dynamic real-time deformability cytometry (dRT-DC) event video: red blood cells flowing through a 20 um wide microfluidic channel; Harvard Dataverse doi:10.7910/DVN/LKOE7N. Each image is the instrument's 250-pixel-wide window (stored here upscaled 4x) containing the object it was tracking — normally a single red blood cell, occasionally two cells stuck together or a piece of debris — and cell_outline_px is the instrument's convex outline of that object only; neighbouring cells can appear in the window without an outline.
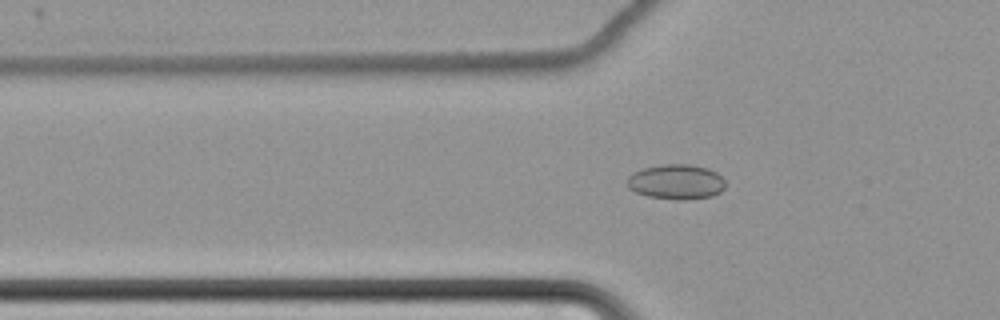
{"species": "common noctule bat (a hibernating species)", "species_latin": "Nyctalus noctula", "temperature_condition": "cold", "stored_images_in_passage": 31, "camera_frame_rate_fps": 3000, "um_per_image_px": 0.085, "animal": {"sex": "female", "body_mass_g": 22.7, "forearm_length_mm": 54.2}, "frame": {"image": 1, "passage_image": 7, "time_ms": 2.0, "image_size_px": [1000, 320], "cell_outline_px": [[724, 188], [720, 192], [712, 196], [684, 200], [676, 200], [648, 196], [636, 192], [628, 188], [628, 176], [632, 172], [644, 168], [660, 164], [692, 164], [708, 168], [716, 172], [724, 180]], "centroid_in_image_um": [57.47, 15.45], "position_along_channel_um": 68.3, "area_um2": 20.11}}
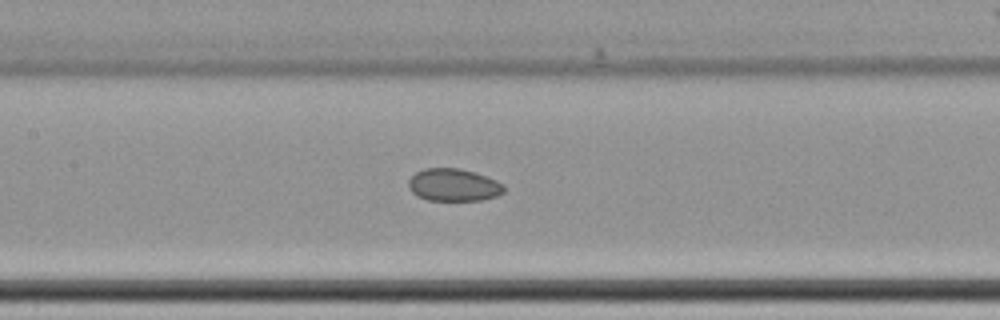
{"frame": {"image": 2, "passage_image": 16, "time_ms": 5.0, "image_size_px": [1000, 320], "cell_outline_px": [[504, 192], [496, 196], [480, 200], [428, 200], [416, 196], [408, 188], [408, 180], [416, 172], [424, 168], [460, 168], [476, 172], [496, 180], [504, 184]], "centroid_in_image_um": [38.54, 15.71], "position_along_channel_um": 168.9, "area_um2": 18.21}}
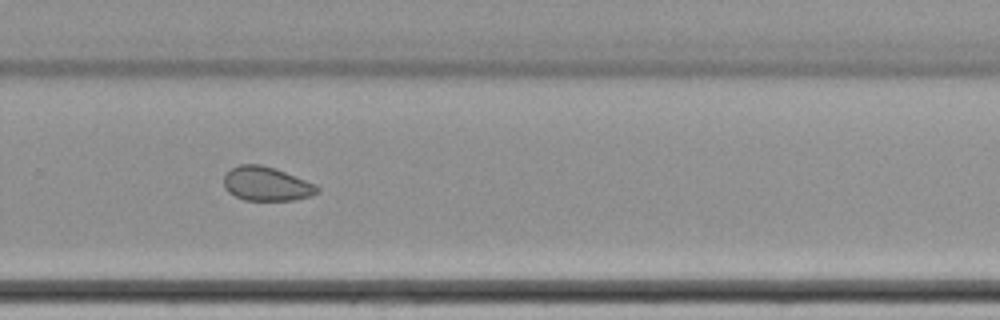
{"frame": {"image": 3, "passage_image": 28, "time_ms": 9.0, "image_size_px": [1000, 320], "cell_outline_px": [[320, 192], [308, 196], [292, 200], [244, 200], [228, 192], [224, 188], [224, 176], [232, 168], [240, 164], [260, 164], [284, 172], [316, 184], [320, 188]], "centroid_in_image_um": [22.64, 15.63], "position_along_channel_um": 307.2, "area_um2": 18.32}}